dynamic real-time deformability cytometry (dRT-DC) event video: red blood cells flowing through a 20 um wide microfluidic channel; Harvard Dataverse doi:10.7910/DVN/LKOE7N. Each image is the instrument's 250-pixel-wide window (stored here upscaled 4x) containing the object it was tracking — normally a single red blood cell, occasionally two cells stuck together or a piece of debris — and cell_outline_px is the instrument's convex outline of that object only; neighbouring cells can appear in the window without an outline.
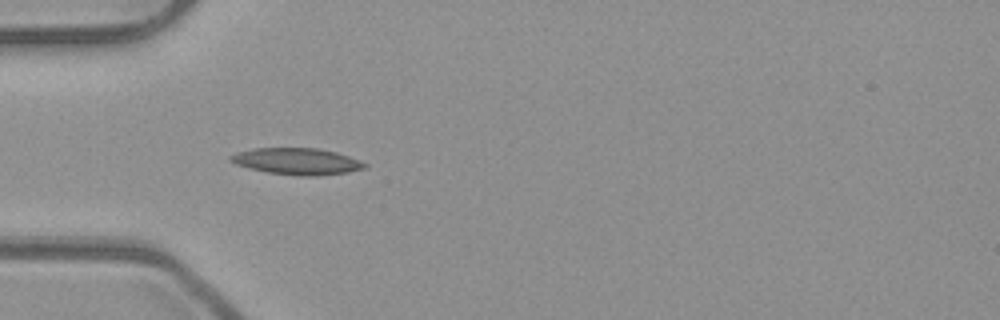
{"species": "common noctule bat (a hibernating species)", "species_latin": "Nyctalus noctula", "temperature_condition": "room temperature", "stored_images_in_passage": 8, "camera_frame_rate_fps": 3000, "um_per_image_px": 0.085, "animal": {"sex": "male", "body_mass_g": 23.1, "forearm_length_mm": 52.7}, "frame": {"image": 1, "passage_image": 6, "time_ms": 1.667, "image_size_px": [1000, 320], "cell_outline_px": [[368, 168], [348, 172], [316, 176], [296, 176], [268, 172], [236, 164], [228, 160], [228, 156], [236, 152], [256, 148], [320, 148], [336, 152], [360, 160], [368, 164]], "centroid_in_image_um": [25.28, 13.71], "position_along_channel_um": 59.7, "area_um2": 20.87}}
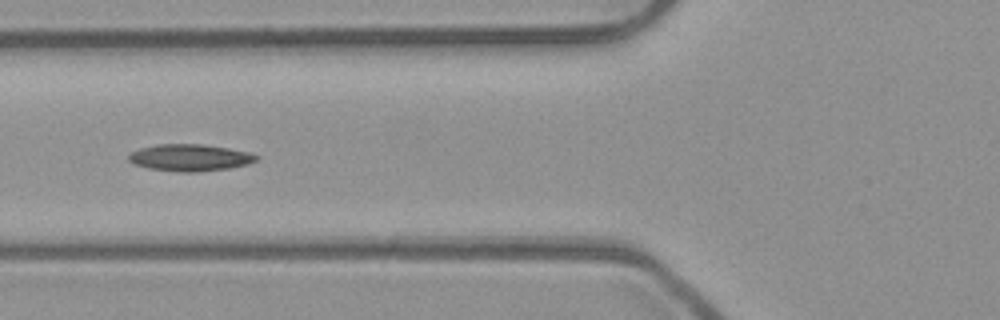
{"frame": {"image": 2, "passage_image": 7, "time_ms": 2.0, "image_size_px": [1000, 320], "cell_outline_px": [[260, 156], [256, 160], [248, 164], [228, 168], [196, 172], [180, 172], [148, 168], [132, 164], [128, 160], [128, 156], [132, 152], [140, 148], [156, 144], [204, 144], [228, 148], [248, 152]], "centroid_in_image_um": [16.12, 13.39], "position_along_channel_um": 109.7, "area_um2": 20.0}}
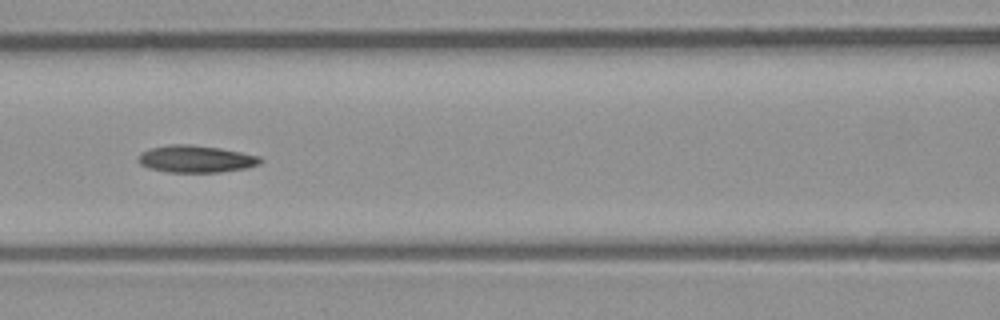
{"frame": {"image": 3, "passage_image": 8, "time_ms": 2.333, "image_size_px": [1000, 320], "cell_outline_px": [[264, 160], [260, 164], [244, 168], [220, 172], [168, 172], [148, 168], [140, 164], [140, 152], [152, 148], [172, 144], [188, 144], [220, 148], [260, 156]], "centroid_in_image_um": [16.67, 13.51], "position_along_channel_um": 149.9, "area_um2": 19.13}}